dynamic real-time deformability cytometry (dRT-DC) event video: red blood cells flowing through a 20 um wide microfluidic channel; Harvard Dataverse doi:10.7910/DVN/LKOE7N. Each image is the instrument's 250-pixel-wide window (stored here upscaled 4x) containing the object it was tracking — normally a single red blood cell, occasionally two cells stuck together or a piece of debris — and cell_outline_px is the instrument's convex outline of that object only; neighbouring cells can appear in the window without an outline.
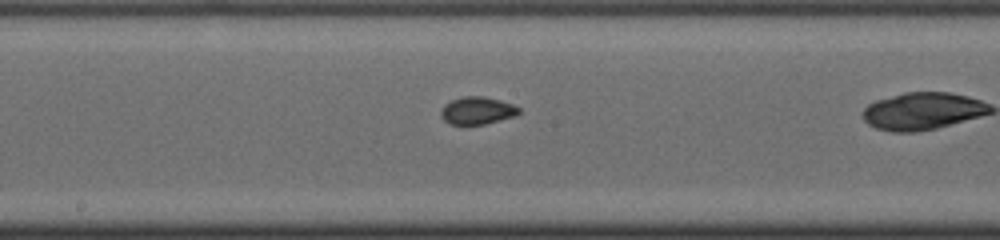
{"species": "common noctule bat (a hibernating species)", "species_latin": "Nyctalus noctula", "temperature_condition": "cold", "stored_images_in_passage": 31, "camera_frame_rate_fps": 3000, "um_per_image_px": 0.085, "animal": {"sex": "male", "body_mass_g": 19.0, "forearm_length_mm": 50.8}, "frame": {"image": 1, "passage_image": 18, "time_ms": 5.667, "image_size_px": [1000, 240], "cell_outline_px": [[520, 112], [516, 116], [484, 124], [452, 124], [444, 120], [440, 116], [440, 112], [444, 104], [452, 100], [464, 96], [484, 96], [500, 100], [512, 104], [520, 108]], "centroid_in_image_um": [40.57, 9.39], "position_along_channel_um": 207.6, "area_um2": 12.48}}
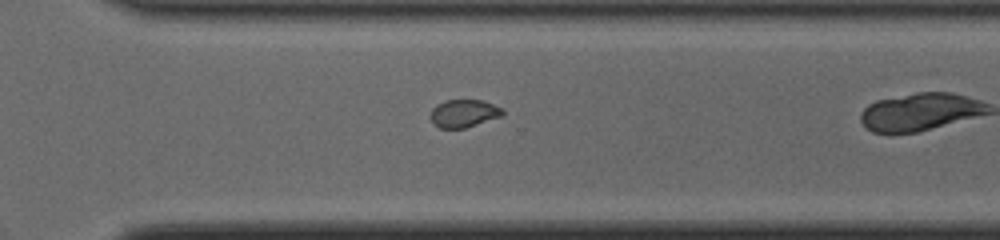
{"frame": {"image": 2, "passage_image": 27, "time_ms": 8.667, "image_size_px": [1000, 240], "cell_outline_px": [[504, 112], [500, 116], [464, 128], [440, 128], [432, 124], [432, 108], [436, 104], [444, 100], [484, 100], [504, 108]], "centroid_in_image_um": [39.42, 9.62], "position_along_channel_um": 331.2, "area_um2": 11.62}}